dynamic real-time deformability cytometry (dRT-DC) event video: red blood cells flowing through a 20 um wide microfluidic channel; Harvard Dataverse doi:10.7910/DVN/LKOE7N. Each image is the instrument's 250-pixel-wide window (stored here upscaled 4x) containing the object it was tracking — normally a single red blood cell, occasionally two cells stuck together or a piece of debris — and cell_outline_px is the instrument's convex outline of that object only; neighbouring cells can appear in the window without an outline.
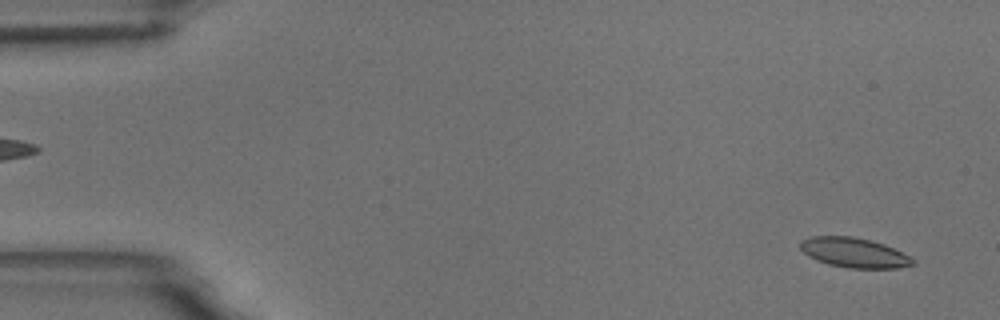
{"species": "common noctule bat (a hibernating species)", "species_latin": "Nyctalus noctula", "temperature_condition": "room temperature", "stored_images_in_passage": 58, "camera_frame_rate_fps": 3000, "um_per_image_px": 0.085, "animal": {"sex": "male", "body_mass_g": 18.8}, "frame": {"image": 1, "passage_image": 3, "time_ms": 0.667, "image_size_px": [1000, 320], "cell_outline_px": [[916, 264], [896, 268], [848, 268], [828, 264], [816, 260], [808, 256], [800, 248], [800, 240], [812, 236], [852, 236], [872, 240], [884, 244], [916, 260]], "centroid_in_image_um": [72.58, 21.47], "position_along_channel_um": 12.4, "area_um2": 19.54}}
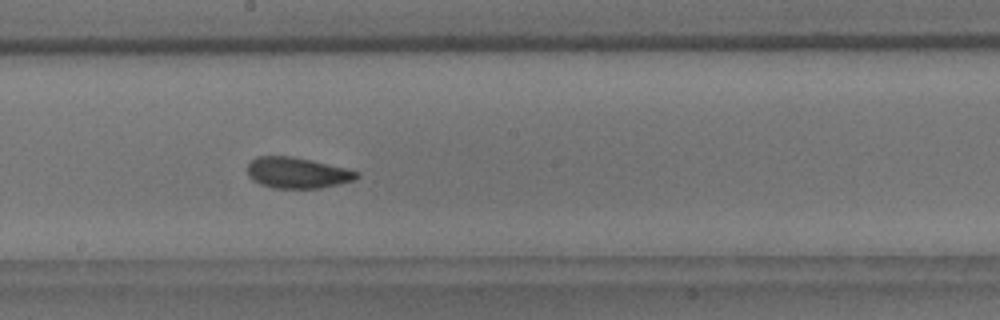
{"frame": {"image": 2, "passage_image": 32, "time_ms": 10.333, "image_size_px": [1000, 320], "cell_outline_px": [[360, 176], [352, 180], [320, 188], [272, 188], [260, 184], [252, 180], [248, 176], [248, 164], [256, 156], [288, 156], [312, 160], [360, 172]], "centroid_in_image_um": [25.23, 14.69], "position_along_channel_um": 223.0, "area_um2": 19.54}}
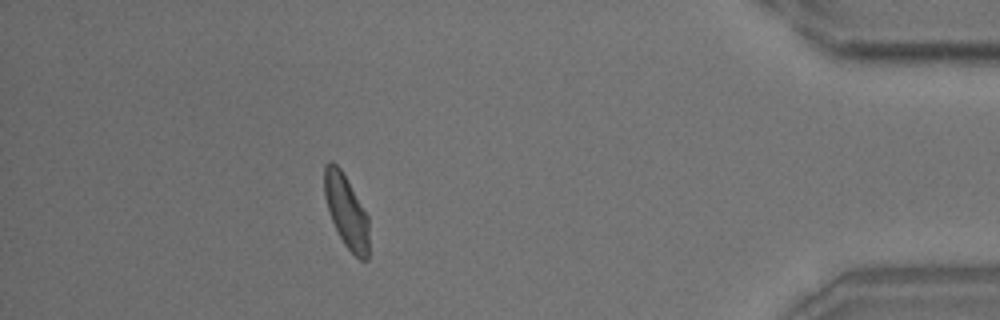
{"frame": {"image": 3, "passage_image": 52, "time_ms": 17.0, "image_size_px": [1000, 320], "cell_outline_px": [[368, 260], [360, 260], [344, 244], [332, 220], [324, 196], [324, 164], [328, 160], [332, 160], [340, 168], [368, 216]], "centroid_in_image_um": [29.42, 17.93], "position_along_channel_um": 405.8, "area_um2": 18.67}, "authors_computed_cell_mechanics": {"area_um2": 19.7098, "velocity_mm_per_s": 3.4622, "shape_relaxation_time_tau1_ms": 7.3635, "shape_relaxation_time_tau2_ms": 1.8237, "deformation_change_tau1": 0.1364, "deformation_change_tau2": 0.0786}}